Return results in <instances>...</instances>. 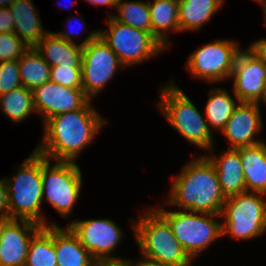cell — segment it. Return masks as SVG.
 Listing matches in <instances>:
<instances>
[{
	"label": "cell",
	"instance_id": "6da1fadb",
	"mask_svg": "<svg viewBox=\"0 0 266 266\" xmlns=\"http://www.w3.org/2000/svg\"><path fill=\"white\" fill-rule=\"evenodd\" d=\"M89 100L81 109L55 115L44 122V137L35 151L47 159L75 162L104 126Z\"/></svg>",
	"mask_w": 266,
	"mask_h": 266
},
{
	"label": "cell",
	"instance_id": "7a4b0ae2",
	"mask_svg": "<svg viewBox=\"0 0 266 266\" xmlns=\"http://www.w3.org/2000/svg\"><path fill=\"white\" fill-rule=\"evenodd\" d=\"M168 197L171 206L207 214H220L226 200L215 167L204 155L185 164Z\"/></svg>",
	"mask_w": 266,
	"mask_h": 266
},
{
	"label": "cell",
	"instance_id": "3957f363",
	"mask_svg": "<svg viewBox=\"0 0 266 266\" xmlns=\"http://www.w3.org/2000/svg\"><path fill=\"white\" fill-rule=\"evenodd\" d=\"M132 228L142 260L163 266H190L191 258L176 239L167 220L155 209L140 215Z\"/></svg>",
	"mask_w": 266,
	"mask_h": 266
},
{
	"label": "cell",
	"instance_id": "277c9868",
	"mask_svg": "<svg viewBox=\"0 0 266 266\" xmlns=\"http://www.w3.org/2000/svg\"><path fill=\"white\" fill-rule=\"evenodd\" d=\"M11 178H5L9 195V217L48 225L40 214L42 204V155L35 150Z\"/></svg>",
	"mask_w": 266,
	"mask_h": 266
},
{
	"label": "cell",
	"instance_id": "5b68a950",
	"mask_svg": "<svg viewBox=\"0 0 266 266\" xmlns=\"http://www.w3.org/2000/svg\"><path fill=\"white\" fill-rule=\"evenodd\" d=\"M169 83L160 90L159 110L190 144L212 150L214 138L205 118L176 84Z\"/></svg>",
	"mask_w": 266,
	"mask_h": 266
},
{
	"label": "cell",
	"instance_id": "8992f818",
	"mask_svg": "<svg viewBox=\"0 0 266 266\" xmlns=\"http://www.w3.org/2000/svg\"><path fill=\"white\" fill-rule=\"evenodd\" d=\"M155 209L167 220L174 236L192 261L215 239L222 236V223L214 220L220 214L167 211L162 204Z\"/></svg>",
	"mask_w": 266,
	"mask_h": 266
},
{
	"label": "cell",
	"instance_id": "52a82bcc",
	"mask_svg": "<svg viewBox=\"0 0 266 266\" xmlns=\"http://www.w3.org/2000/svg\"><path fill=\"white\" fill-rule=\"evenodd\" d=\"M265 194L245 191L226 198L220 215L222 235L237 239H252L264 235L266 230Z\"/></svg>",
	"mask_w": 266,
	"mask_h": 266
},
{
	"label": "cell",
	"instance_id": "ba28073f",
	"mask_svg": "<svg viewBox=\"0 0 266 266\" xmlns=\"http://www.w3.org/2000/svg\"><path fill=\"white\" fill-rule=\"evenodd\" d=\"M42 155V198L64 218L73 211L82 187V173L76 162L56 161Z\"/></svg>",
	"mask_w": 266,
	"mask_h": 266
},
{
	"label": "cell",
	"instance_id": "9c48e42d",
	"mask_svg": "<svg viewBox=\"0 0 266 266\" xmlns=\"http://www.w3.org/2000/svg\"><path fill=\"white\" fill-rule=\"evenodd\" d=\"M108 30L99 29V37L118 56L124 67L140 64L166 49L150 32L115 20L109 14Z\"/></svg>",
	"mask_w": 266,
	"mask_h": 266
},
{
	"label": "cell",
	"instance_id": "30bf717a",
	"mask_svg": "<svg viewBox=\"0 0 266 266\" xmlns=\"http://www.w3.org/2000/svg\"><path fill=\"white\" fill-rule=\"evenodd\" d=\"M82 50V89L91 100L110 81L120 67L124 68L116 53L99 37V30L81 43Z\"/></svg>",
	"mask_w": 266,
	"mask_h": 266
},
{
	"label": "cell",
	"instance_id": "8fae6325",
	"mask_svg": "<svg viewBox=\"0 0 266 266\" xmlns=\"http://www.w3.org/2000/svg\"><path fill=\"white\" fill-rule=\"evenodd\" d=\"M240 51L238 43L234 41L216 40L191 54L186 67L194 77L210 83L221 82L231 78Z\"/></svg>",
	"mask_w": 266,
	"mask_h": 266
},
{
	"label": "cell",
	"instance_id": "7c38bea8",
	"mask_svg": "<svg viewBox=\"0 0 266 266\" xmlns=\"http://www.w3.org/2000/svg\"><path fill=\"white\" fill-rule=\"evenodd\" d=\"M231 79L234 94L240 102L263 101L266 93V61L251 45L235 59Z\"/></svg>",
	"mask_w": 266,
	"mask_h": 266
},
{
	"label": "cell",
	"instance_id": "4fadbf2b",
	"mask_svg": "<svg viewBox=\"0 0 266 266\" xmlns=\"http://www.w3.org/2000/svg\"><path fill=\"white\" fill-rule=\"evenodd\" d=\"M81 245L97 259H119L112 252L123 238L122 231L111 219H88L68 224ZM112 255V256H111Z\"/></svg>",
	"mask_w": 266,
	"mask_h": 266
},
{
	"label": "cell",
	"instance_id": "5bb4252c",
	"mask_svg": "<svg viewBox=\"0 0 266 266\" xmlns=\"http://www.w3.org/2000/svg\"><path fill=\"white\" fill-rule=\"evenodd\" d=\"M35 112L47 119L81 109L90 99L82 88H70L48 81L32 90Z\"/></svg>",
	"mask_w": 266,
	"mask_h": 266
},
{
	"label": "cell",
	"instance_id": "9a60e30c",
	"mask_svg": "<svg viewBox=\"0 0 266 266\" xmlns=\"http://www.w3.org/2000/svg\"><path fill=\"white\" fill-rule=\"evenodd\" d=\"M41 228L29 220L10 219L0 237V266H25L31 239Z\"/></svg>",
	"mask_w": 266,
	"mask_h": 266
},
{
	"label": "cell",
	"instance_id": "2e32d148",
	"mask_svg": "<svg viewBox=\"0 0 266 266\" xmlns=\"http://www.w3.org/2000/svg\"><path fill=\"white\" fill-rule=\"evenodd\" d=\"M260 103L239 102L233 114L221 131L230 142L231 148L253 146L263 141L254 139L261 132L262 119Z\"/></svg>",
	"mask_w": 266,
	"mask_h": 266
},
{
	"label": "cell",
	"instance_id": "e0dca14e",
	"mask_svg": "<svg viewBox=\"0 0 266 266\" xmlns=\"http://www.w3.org/2000/svg\"><path fill=\"white\" fill-rule=\"evenodd\" d=\"M211 154L206 155L215 167L222 193L225 197L240 194L246 191L243 166L238 149L230 148L217 158Z\"/></svg>",
	"mask_w": 266,
	"mask_h": 266
},
{
	"label": "cell",
	"instance_id": "ac0fdd59",
	"mask_svg": "<svg viewBox=\"0 0 266 266\" xmlns=\"http://www.w3.org/2000/svg\"><path fill=\"white\" fill-rule=\"evenodd\" d=\"M34 48L51 67H81L83 46L68 42L54 32H48Z\"/></svg>",
	"mask_w": 266,
	"mask_h": 266
},
{
	"label": "cell",
	"instance_id": "d6986e66",
	"mask_svg": "<svg viewBox=\"0 0 266 266\" xmlns=\"http://www.w3.org/2000/svg\"><path fill=\"white\" fill-rule=\"evenodd\" d=\"M9 8L15 21L13 33L29 48L35 47L49 31L43 29L32 0H15Z\"/></svg>",
	"mask_w": 266,
	"mask_h": 266
},
{
	"label": "cell",
	"instance_id": "ffe728a7",
	"mask_svg": "<svg viewBox=\"0 0 266 266\" xmlns=\"http://www.w3.org/2000/svg\"><path fill=\"white\" fill-rule=\"evenodd\" d=\"M51 225L58 266H93L95 259L68 226L62 229L53 221Z\"/></svg>",
	"mask_w": 266,
	"mask_h": 266
},
{
	"label": "cell",
	"instance_id": "44dd1931",
	"mask_svg": "<svg viewBox=\"0 0 266 266\" xmlns=\"http://www.w3.org/2000/svg\"><path fill=\"white\" fill-rule=\"evenodd\" d=\"M237 149L243 166L246 191L266 195V144L261 142Z\"/></svg>",
	"mask_w": 266,
	"mask_h": 266
},
{
	"label": "cell",
	"instance_id": "7402d4cb",
	"mask_svg": "<svg viewBox=\"0 0 266 266\" xmlns=\"http://www.w3.org/2000/svg\"><path fill=\"white\" fill-rule=\"evenodd\" d=\"M151 34L165 47L169 44L166 31L180 32L179 0L148 1Z\"/></svg>",
	"mask_w": 266,
	"mask_h": 266
},
{
	"label": "cell",
	"instance_id": "603a6c76",
	"mask_svg": "<svg viewBox=\"0 0 266 266\" xmlns=\"http://www.w3.org/2000/svg\"><path fill=\"white\" fill-rule=\"evenodd\" d=\"M223 3L224 0H179L180 32L200 30Z\"/></svg>",
	"mask_w": 266,
	"mask_h": 266
},
{
	"label": "cell",
	"instance_id": "cb8c5ba5",
	"mask_svg": "<svg viewBox=\"0 0 266 266\" xmlns=\"http://www.w3.org/2000/svg\"><path fill=\"white\" fill-rule=\"evenodd\" d=\"M209 94L205 106L206 123L209 130L212 126L221 132L240 101L238 99L234 100L228 91L223 88L210 89Z\"/></svg>",
	"mask_w": 266,
	"mask_h": 266
},
{
	"label": "cell",
	"instance_id": "d4e9b609",
	"mask_svg": "<svg viewBox=\"0 0 266 266\" xmlns=\"http://www.w3.org/2000/svg\"><path fill=\"white\" fill-rule=\"evenodd\" d=\"M19 73L22 86L33 90L50 81L51 66L34 47L29 48L19 59Z\"/></svg>",
	"mask_w": 266,
	"mask_h": 266
},
{
	"label": "cell",
	"instance_id": "484cf974",
	"mask_svg": "<svg viewBox=\"0 0 266 266\" xmlns=\"http://www.w3.org/2000/svg\"><path fill=\"white\" fill-rule=\"evenodd\" d=\"M25 266H58L53 225L42 227L31 239Z\"/></svg>",
	"mask_w": 266,
	"mask_h": 266
},
{
	"label": "cell",
	"instance_id": "4316f807",
	"mask_svg": "<svg viewBox=\"0 0 266 266\" xmlns=\"http://www.w3.org/2000/svg\"><path fill=\"white\" fill-rule=\"evenodd\" d=\"M0 106L15 124L28 118L35 111L32 90L21 86L0 95Z\"/></svg>",
	"mask_w": 266,
	"mask_h": 266
},
{
	"label": "cell",
	"instance_id": "83f0119b",
	"mask_svg": "<svg viewBox=\"0 0 266 266\" xmlns=\"http://www.w3.org/2000/svg\"><path fill=\"white\" fill-rule=\"evenodd\" d=\"M115 8H117V11L119 12V16L112 15L115 20L151 33V19L148 1L122 2V0H117Z\"/></svg>",
	"mask_w": 266,
	"mask_h": 266
},
{
	"label": "cell",
	"instance_id": "f1b7e54d",
	"mask_svg": "<svg viewBox=\"0 0 266 266\" xmlns=\"http://www.w3.org/2000/svg\"><path fill=\"white\" fill-rule=\"evenodd\" d=\"M28 49L13 32L0 33V62L18 60Z\"/></svg>",
	"mask_w": 266,
	"mask_h": 266
},
{
	"label": "cell",
	"instance_id": "f546056e",
	"mask_svg": "<svg viewBox=\"0 0 266 266\" xmlns=\"http://www.w3.org/2000/svg\"><path fill=\"white\" fill-rule=\"evenodd\" d=\"M50 81L70 88H82V67L53 66Z\"/></svg>",
	"mask_w": 266,
	"mask_h": 266
},
{
	"label": "cell",
	"instance_id": "4dcf8cb0",
	"mask_svg": "<svg viewBox=\"0 0 266 266\" xmlns=\"http://www.w3.org/2000/svg\"><path fill=\"white\" fill-rule=\"evenodd\" d=\"M22 86L18 60L0 62V95Z\"/></svg>",
	"mask_w": 266,
	"mask_h": 266
},
{
	"label": "cell",
	"instance_id": "1f68e13d",
	"mask_svg": "<svg viewBox=\"0 0 266 266\" xmlns=\"http://www.w3.org/2000/svg\"><path fill=\"white\" fill-rule=\"evenodd\" d=\"M14 17L9 7L0 8V33L13 32Z\"/></svg>",
	"mask_w": 266,
	"mask_h": 266
},
{
	"label": "cell",
	"instance_id": "d6a6232c",
	"mask_svg": "<svg viewBox=\"0 0 266 266\" xmlns=\"http://www.w3.org/2000/svg\"><path fill=\"white\" fill-rule=\"evenodd\" d=\"M0 213L9 216V195L5 179H0Z\"/></svg>",
	"mask_w": 266,
	"mask_h": 266
},
{
	"label": "cell",
	"instance_id": "836d02e7",
	"mask_svg": "<svg viewBox=\"0 0 266 266\" xmlns=\"http://www.w3.org/2000/svg\"><path fill=\"white\" fill-rule=\"evenodd\" d=\"M129 259H97L94 261L93 266H138V262H133Z\"/></svg>",
	"mask_w": 266,
	"mask_h": 266
},
{
	"label": "cell",
	"instance_id": "e575fe53",
	"mask_svg": "<svg viewBox=\"0 0 266 266\" xmlns=\"http://www.w3.org/2000/svg\"><path fill=\"white\" fill-rule=\"evenodd\" d=\"M252 46L266 61V39L257 40Z\"/></svg>",
	"mask_w": 266,
	"mask_h": 266
},
{
	"label": "cell",
	"instance_id": "d590c367",
	"mask_svg": "<svg viewBox=\"0 0 266 266\" xmlns=\"http://www.w3.org/2000/svg\"><path fill=\"white\" fill-rule=\"evenodd\" d=\"M90 4L101 6V5H107L109 7H116V1L117 0H87Z\"/></svg>",
	"mask_w": 266,
	"mask_h": 266
},
{
	"label": "cell",
	"instance_id": "8d00e7d4",
	"mask_svg": "<svg viewBox=\"0 0 266 266\" xmlns=\"http://www.w3.org/2000/svg\"><path fill=\"white\" fill-rule=\"evenodd\" d=\"M75 20V19H74ZM78 20L80 21V19L78 18ZM75 22V21H74ZM70 30V29H69ZM83 31V30H82ZM80 32V31H79ZM73 31L71 32H67V33H65V32H59V33H56L60 38H62V39H64V40H66V41H68V42H74L73 40H72V38H71V35L73 36ZM78 35V33H75L74 34V36H77Z\"/></svg>",
	"mask_w": 266,
	"mask_h": 266
},
{
	"label": "cell",
	"instance_id": "74e56055",
	"mask_svg": "<svg viewBox=\"0 0 266 266\" xmlns=\"http://www.w3.org/2000/svg\"><path fill=\"white\" fill-rule=\"evenodd\" d=\"M11 218L9 216H5L3 214H0V237H1V233L2 230L4 228V226L6 225V223L10 220Z\"/></svg>",
	"mask_w": 266,
	"mask_h": 266
},
{
	"label": "cell",
	"instance_id": "f35d334b",
	"mask_svg": "<svg viewBox=\"0 0 266 266\" xmlns=\"http://www.w3.org/2000/svg\"><path fill=\"white\" fill-rule=\"evenodd\" d=\"M138 266H163V265L153 264L141 259V261H138Z\"/></svg>",
	"mask_w": 266,
	"mask_h": 266
},
{
	"label": "cell",
	"instance_id": "ab89813d",
	"mask_svg": "<svg viewBox=\"0 0 266 266\" xmlns=\"http://www.w3.org/2000/svg\"><path fill=\"white\" fill-rule=\"evenodd\" d=\"M15 0H0V8L10 6Z\"/></svg>",
	"mask_w": 266,
	"mask_h": 266
},
{
	"label": "cell",
	"instance_id": "60d3db41",
	"mask_svg": "<svg viewBox=\"0 0 266 266\" xmlns=\"http://www.w3.org/2000/svg\"><path fill=\"white\" fill-rule=\"evenodd\" d=\"M260 4L263 5V14L265 15L264 18H265V23H266V0H261Z\"/></svg>",
	"mask_w": 266,
	"mask_h": 266
},
{
	"label": "cell",
	"instance_id": "b9f144b4",
	"mask_svg": "<svg viewBox=\"0 0 266 266\" xmlns=\"http://www.w3.org/2000/svg\"><path fill=\"white\" fill-rule=\"evenodd\" d=\"M262 102H264L266 104V93H265V96H264V99Z\"/></svg>",
	"mask_w": 266,
	"mask_h": 266
}]
</instances>
